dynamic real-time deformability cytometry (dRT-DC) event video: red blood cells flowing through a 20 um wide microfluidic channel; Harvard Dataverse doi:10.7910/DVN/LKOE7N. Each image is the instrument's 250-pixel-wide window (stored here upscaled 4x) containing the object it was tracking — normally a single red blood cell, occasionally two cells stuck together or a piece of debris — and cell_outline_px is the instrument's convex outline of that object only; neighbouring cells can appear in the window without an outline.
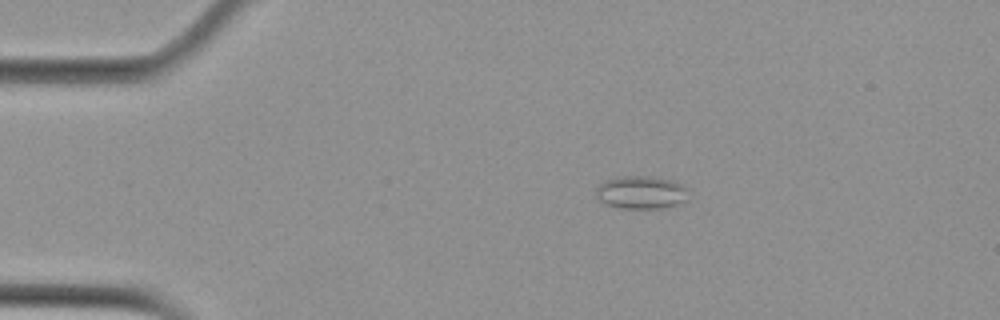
{"species": "Egyptian fruit bat (a non-hibernating species)", "species_latin": "Rousettus aegyptiacus", "temperature_condition": "cold", "stored_images_in_passage": 47, "camera_frame_rate_fps": 3000, "um_per_image_px": 0.085, "animal": {"sex": "female"}, "frame": {"image": 1, "passage_image": 3, "time_ms": 0.667, "image_size_px": [1000, 320], "cell_outline_px": [[688, 200], [664, 208], [616, 208], [604, 204], [596, 196], [596, 188], [604, 180], [620, 176], [652, 176], [672, 180], [688, 188]], "centroid_in_image_um": [54.49, 16.35], "position_along_channel_um": 30.5, "area_um2": 18.03}}
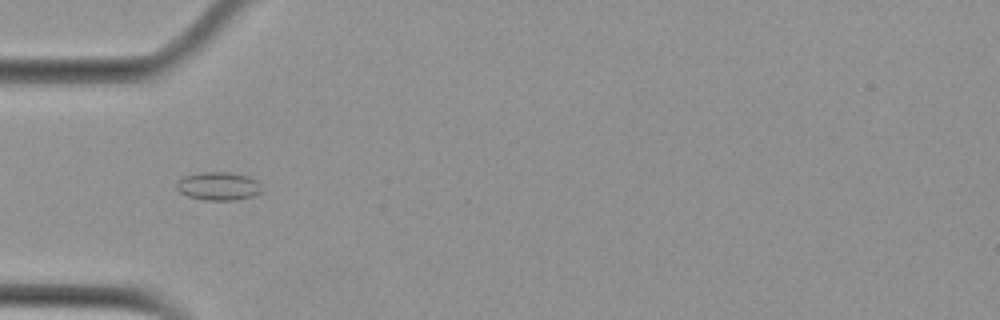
{"frame": {"image": 2, "passage_image": 10, "time_ms": 3.0, "image_size_px": [1000, 320], "cell_outline_px": [[260, 192], [256, 196], [232, 200], [204, 200], [188, 196], [180, 192], [176, 188], [176, 180], [184, 176], [204, 172], [228, 172], [248, 176], [256, 180], [260, 184]], "centroid_in_image_um": [18.55, 15.82], "position_along_channel_um": 66.5, "area_um2": 14.05}}
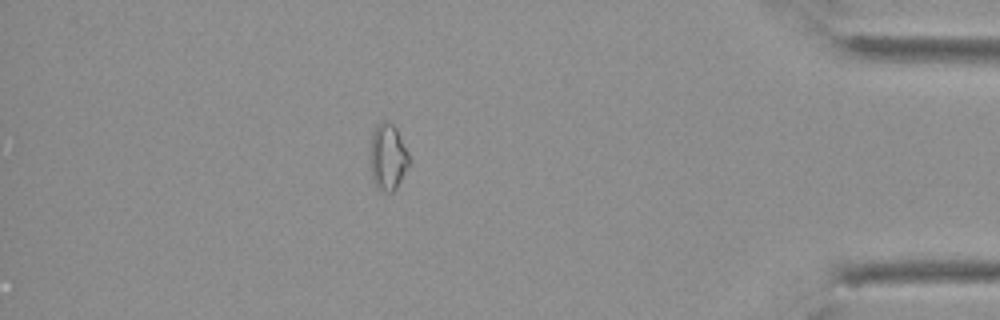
{"frame": {"image": 3, "passage_image": 40, "time_ms": 13.0, "image_size_px": [1000, 320], "cell_outline_px": [[408, 164], [396, 188], [392, 192], [384, 192], [376, 188], [372, 180], [372, 132], [376, 124], [380, 120], [384, 120], [392, 124], [396, 128], [408, 152]], "centroid_in_image_um": [32.96, 13.33], "position_along_channel_um": 402.2, "area_um2": 14.62}, "authors_computed_cell_mechanics": {"area_um2": 12.8894, "velocity_mm_per_s": 3.7757, "shape_relaxation_time_tau1_ms": null, "shape_relaxation_time_tau2_ms": 3.1417, "deformation_change_tau1": null, "deformation_change_tau2": 0.0762}}